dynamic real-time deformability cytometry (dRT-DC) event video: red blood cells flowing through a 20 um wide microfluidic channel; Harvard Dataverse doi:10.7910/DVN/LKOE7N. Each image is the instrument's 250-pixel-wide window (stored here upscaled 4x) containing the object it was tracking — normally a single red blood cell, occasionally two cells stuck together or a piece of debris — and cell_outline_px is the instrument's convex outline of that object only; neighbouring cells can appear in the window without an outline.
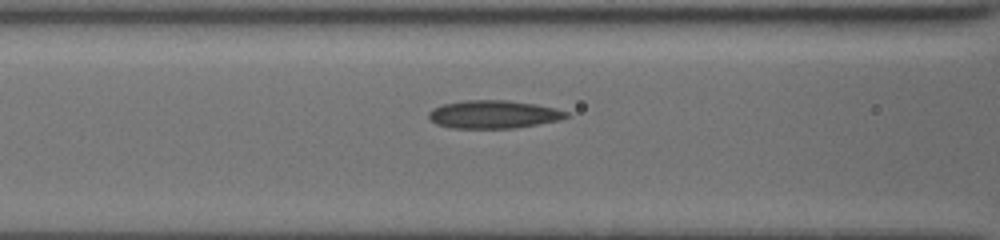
{"species": "common noctule bat (a hibernating species)", "species_latin": "Nyctalus noctula", "temperature_condition": "cold", "stored_images_in_passage": 27, "camera_frame_rate_fps": 3000, "um_per_image_px": 0.085, "animal": {"sex": "female", "body_mass_g": 19.5, "forearm_length_mm": 54.1}, "frame": {"image": 1, "passage_image": 6, "time_ms": 1.667, "image_size_px": [1000, 240], "cell_outline_px": [[568, 116], [556, 120], [536, 124], [512, 128], [452, 128], [436, 124], [428, 116], [428, 112], [432, 108], [444, 104], [464, 100], [508, 100], [536, 104], [556, 108], [568, 112]], "centroid_in_image_um": [41.91, 9.71], "position_along_channel_um": 124.7, "area_um2": 22.31}}
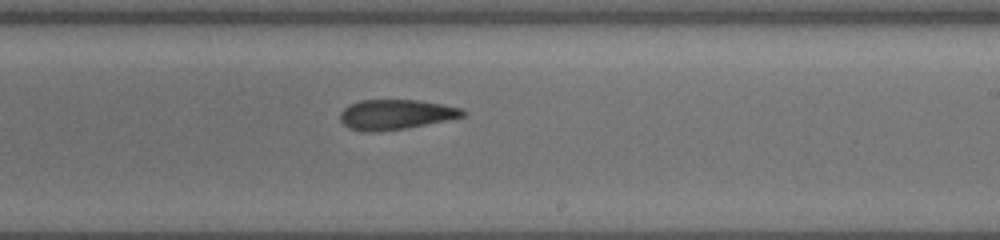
{"frame": {"image": 2, "passage_image": 16, "time_ms": 5.0, "image_size_px": [1000, 240], "cell_outline_px": [[468, 112], [464, 116], [404, 128], [348, 128], [340, 120], [340, 112], [344, 108], [360, 100], [420, 100], [460, 108]], "centroid_in_image_um": [33.68, 9.67], "position_along_channel_um": 255.3, "area_um2": 20.17}}
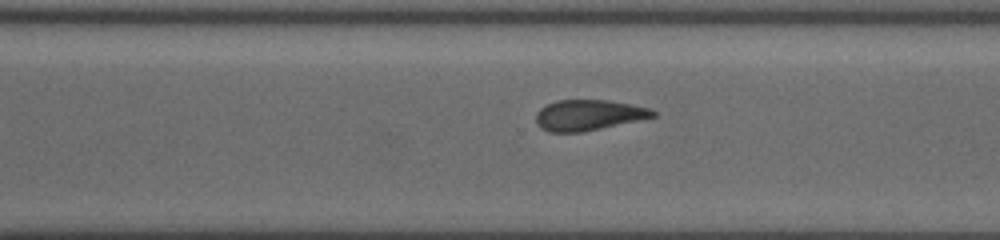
{"frame": {"image": 3, "passage_image": 21, "time_ms": 6.667, "image_size_px": [1000, 240], "cell_outline_px": [[656, 116], [580, 132], [548, 132], [540, 128], [536, 120], [536, 112], [540, 108], [556, 100], [608, 100], [632, 104], [648, 108], [656, 112]], "centroid_in_image_um": [49.98, 9.77], "position_along_channel_um": 320.6, "area_um2": 20.63}}